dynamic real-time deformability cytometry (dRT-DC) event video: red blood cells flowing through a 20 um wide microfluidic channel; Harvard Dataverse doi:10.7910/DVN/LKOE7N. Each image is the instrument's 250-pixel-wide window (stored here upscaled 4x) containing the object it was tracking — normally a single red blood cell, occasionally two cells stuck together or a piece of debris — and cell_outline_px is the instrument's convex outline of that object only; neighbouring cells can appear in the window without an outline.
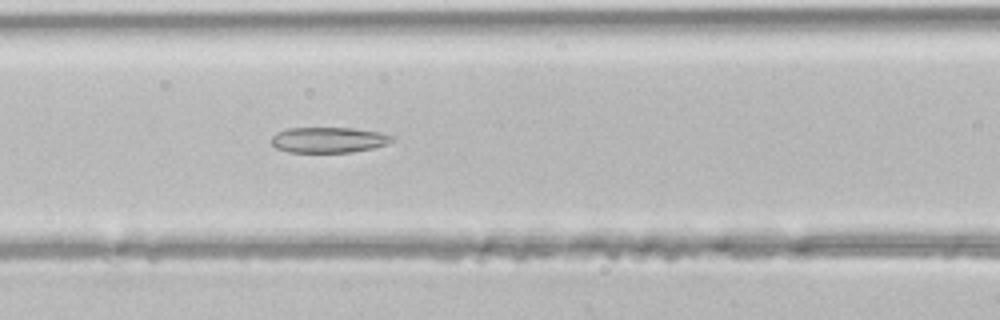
{"species": "common noctule bat (a hibernating species)", "species_latin": "Nyctalus noctula", "temperature_condition": "room temperature", "stored_images_in_passage": 44, "camera_frame_rate_fps": 3000, "um_per_image_px": 0.085, "animal": {"sex": "male", "body_mass_g": 21.5, "forearm_length_mm": 52.0}, "frame": {"image": 1, "passage_image": 18, "time_ms": 5.667, "image_size_px": [1000, 320], "cell_outline_px": [[396, 140], [388, 144], [372, 148], [352, 152], [288, 152], [276, 148], [272, 144], [272, 136], [276, 132], [288, 128], [352, 128], [380, 132], [396, 136]], "centroid_in_image_um": [27.98, 11.89], "position_along_channel_um": 138.6, "area_um2": 18.15}}
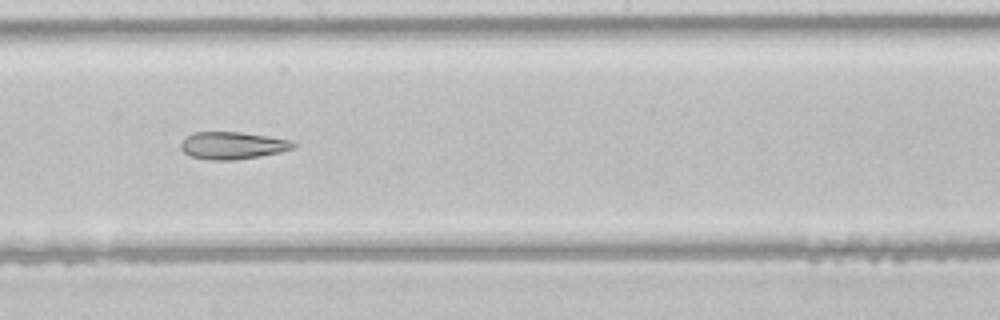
{"frame": {"image": 2, "passage_image": 24, "time_ms": 7.667, "image_size_px": [1000, 320], "cell_outline_px": [[296, 144], [292, 148], [280, 152], [260, 156], [236, 160], [208, 160], [192, 156], [184, 152], [180, 148], [180, 144], [192, 132], [240, 132], [292, 140]], "centroid_in_image_um": [19.76, 12.37], "position_along_channel_um": 228.4, "area_um2": 17.8}}
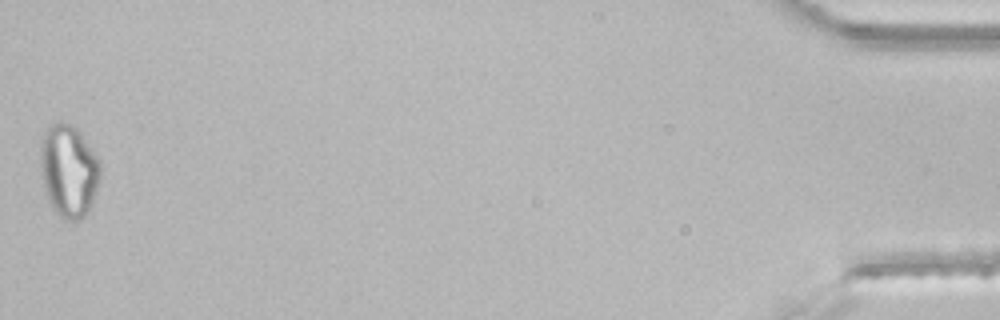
{"frame": {"image": 3, "passage_image": 44, "time_ms": 14.333, "image_size_px": [1000, 320], "cell_outline_px": [[100, 180], [96, 192], [84, 216], [80, 220], [68, 220], [60, 216], [56, 212], [48, 196], [44, 184], [40, 164], [40, 148], [44, 132], [52, 124], [60, 120], [72, 124], [80, 132], [100, 160]], "centroid_in_image_um": [5.86, 14.46], "position_along_channel_um": 429.3, "area_um2": 31.96}}